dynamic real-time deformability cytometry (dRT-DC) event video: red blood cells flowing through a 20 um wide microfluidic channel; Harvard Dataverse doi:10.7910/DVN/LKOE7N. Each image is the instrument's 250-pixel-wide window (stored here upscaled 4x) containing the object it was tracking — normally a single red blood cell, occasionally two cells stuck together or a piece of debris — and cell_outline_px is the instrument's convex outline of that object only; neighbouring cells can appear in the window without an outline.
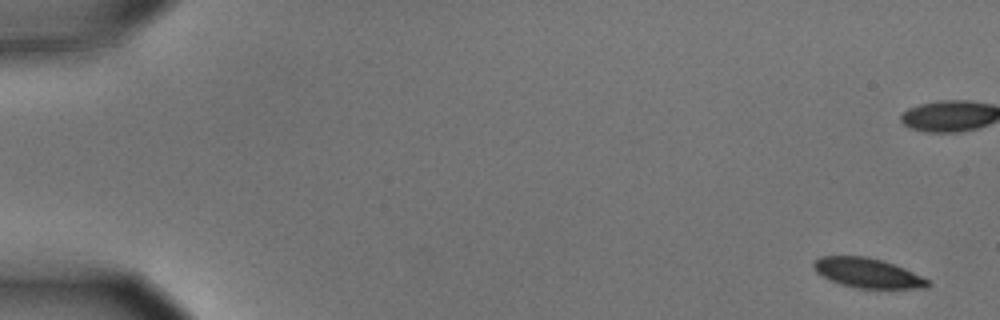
{"species": "common noctule bat (a hibernating species)", "species_latin": "Nyctalus noctula", "temperature_condition": "cold", "stored_images_in_passage": 2, "camera_frame_rate_fps": 3000, "um_per_image_px": 0.085, "animal": {"sex": "male", "body_mass_g": 15.6}, "frame": {"image": 1, "passage_image": 2, "time_ms": 0.333, "image_size_px": [1000, 320], "cell_outline_px": [[932, 284], [928, 288], [856, 288], [840, 284], [828, 280], [816, 272], [812, 268], [812, 264], [820, 256], [864, 256], [880, 260], [904, 268], [928, 280]], "centroid_in_image_um": [73.7, 23.21], "position_along_channel_um": 11.3, "area_um2": 19.65}}